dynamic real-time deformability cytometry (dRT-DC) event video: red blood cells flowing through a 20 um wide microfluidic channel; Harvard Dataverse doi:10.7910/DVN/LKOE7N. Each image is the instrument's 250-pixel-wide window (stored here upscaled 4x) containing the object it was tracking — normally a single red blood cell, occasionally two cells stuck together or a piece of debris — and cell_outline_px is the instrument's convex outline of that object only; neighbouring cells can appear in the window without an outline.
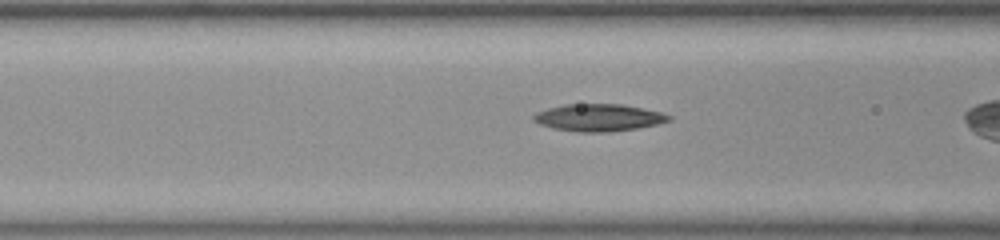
{"species": "common noctule bat (a hibernating species)", "species_latin": "Nyctalus noctula", "temperature_condition": "room temperature", "stored_images_in_passage": 30, "camera_frame_rate_fps": 3000, "um_per_image_px": 0.085, "animal": {"sex": "female", "body_mass_g": 23.0, "forearm_length_mm": 53.4}, "frame": {"image": 1, "passage_image": 10, "time_ms": 3.0, "image_size_px": [1000, 240], "cell_outline_px": [[672, 120], [656, 124], [636, 128], [612, 132], [580, 132], [552, 128], [540, 124], [532, 120], [532, 116], [536, 112], [548, 108], [564, 104], [620, 104], [644, 108], [664, 112], [672, 116]], "centroid_in_image_um": [50.9, 9.99], "position_along_channel_um": 115.7, "area_um2": 21.62}}
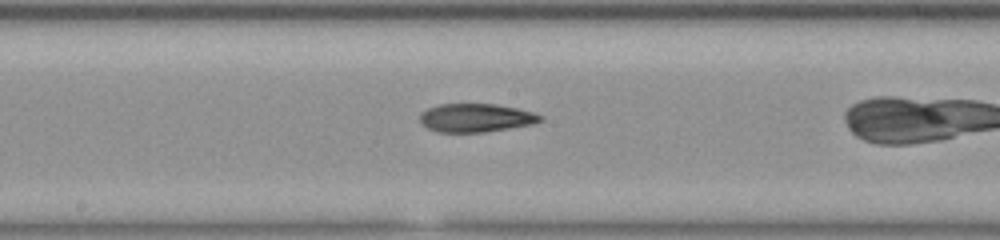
{"frame": {"image": 2, "passage_image": 17, "time_ms": 5.333, "image_size_px": [1000, 240], "cell_outline_px": [[544, 120], [532, 124], [484, 132], [436, 132], [428, 128], [420, 120], [420, 112], [428, 108], [440, 104], [496, 104], [516, 108], [532, 112], [544, 116]], "centroid_in_image_um": [40.45, 10.01], "position_along_channel_um": 207.7, "area_um2": 19.88}}
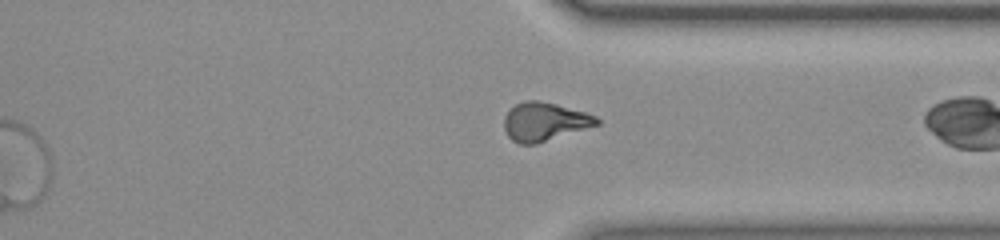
{"frame": {"image": 3, "passage_image": 29, "time_ms": 9.333, "image_size_px": [1000, 240], "cell_outline_px": [[600, 124], [536, 144], [520, 144], [512, 140], [508, 136], [504, 128], [504, 116], [516, 104], [524, 100], [536, 100], [556, 104], [584, 112], [596, 116], [600, 120]], "centroid_in_image_um": [46.27, 10.35], "position_along_channel_um": 365.1, "area_um2": 20.63}}